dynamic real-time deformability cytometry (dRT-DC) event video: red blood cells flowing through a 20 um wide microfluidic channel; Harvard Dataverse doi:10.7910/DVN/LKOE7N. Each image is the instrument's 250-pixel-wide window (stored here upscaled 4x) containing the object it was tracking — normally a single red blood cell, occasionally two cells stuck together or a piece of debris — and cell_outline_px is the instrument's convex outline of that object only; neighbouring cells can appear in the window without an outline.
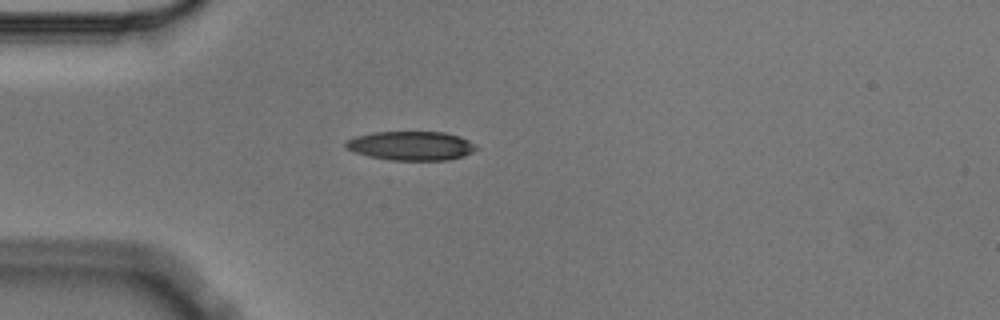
{"species": "Egyptian fruit bat (a non-hibernating species)", "species_latin": "Rousettus aegyptiacus", "temperature_condition": "cold", "stored_images_in_passage": 1, "camera_frame_rate_fps": 3000, "um_per_image_px": 0.085, "animal": {"sex": "male"}, "frame": {"image": 1, "passage_image": 1, "time_ms": 0.0, "image_size_px": [1000, 320], "cell_outline_px": [[476, 148], [472, 152], [464, 156], [448, 160], [392, 160], [368, 156], [356, 152], [348, 148], [344, 144], [348, 140], [356, 136], [372, 132], [444, 132], [460, 136], [476, 144]], "centroid_in_image_um": [34.97, 12.39], "position_along_channel_um": 50.0, "area_um2": 21.96}}